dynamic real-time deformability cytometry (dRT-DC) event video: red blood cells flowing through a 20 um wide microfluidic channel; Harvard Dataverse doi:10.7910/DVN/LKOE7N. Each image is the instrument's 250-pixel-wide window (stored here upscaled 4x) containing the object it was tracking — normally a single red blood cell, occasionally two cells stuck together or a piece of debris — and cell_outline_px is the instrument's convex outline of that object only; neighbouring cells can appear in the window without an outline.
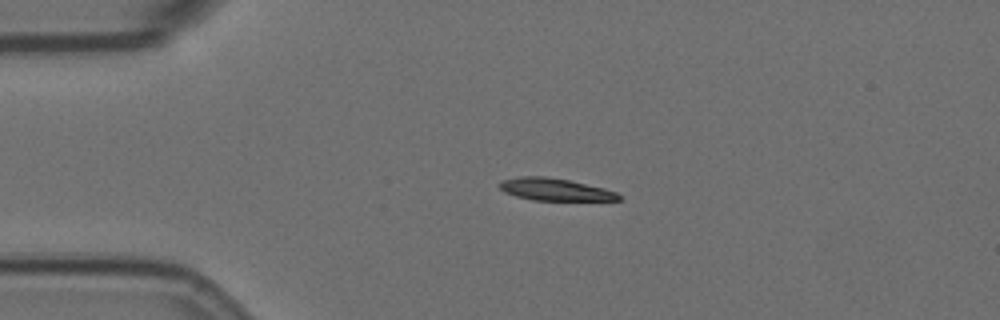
{"species": "Egyptian fruit bat (a non-hibernating species)", "species_latin": "Rousettus aegyptiacus", "temperature_condition": "room temperature", "stored_images_in_passage": 45, "camera_frame_rate_fps": 3000, "um_per_image_px": 0.085, "animal": {"sex": "female"}, "frame": {"image": 1, "passage_image": 1, "time_ms": 0.0, "image_size_px": [1000, 320], "cell_outline_px": [[620, 200], [532, 200], [516, 196], [504, 192], [496, 184], [500, 180], [520, 176], [544, 176], [568, 180], [604, 188], [616, 192], [620, 196]], "centroid_in_image_um": [47.1, 16.09], "position_along_channel_um": 37.9, "area_um2": 15.43}}
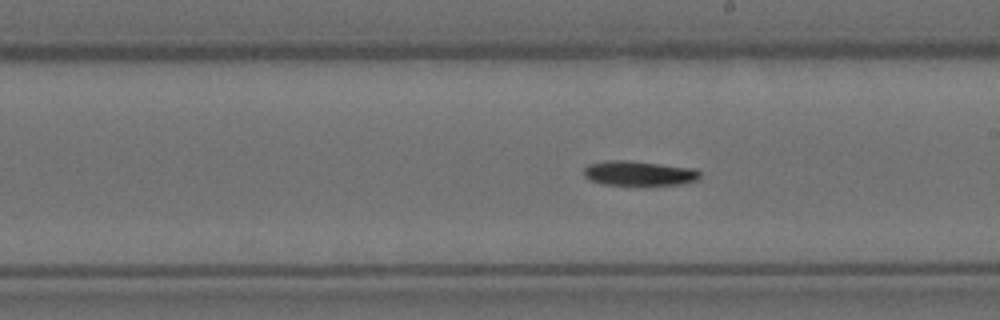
{"frame": {"image": 2, "passage_image": 20, "time_ms": 6.333, "image_size_px": [1000, 320], "cell_outline_px": [[700, 180], [680, 184], [600, 184], [588, 180], [584, 176], [584, 168], [588, 164], [608, 160], [624, 160], [696, 168], [700, 172]], "centroid_in_image_um": [54.31, 14.72], "position_along_channel_um": 234.7, "area_um2": 16.65}}
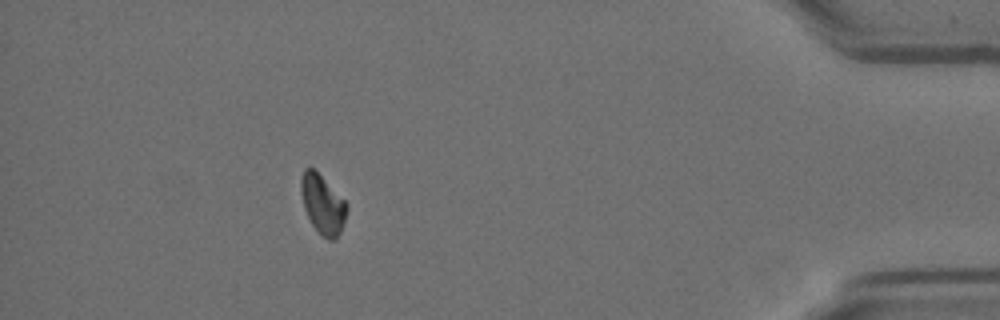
{"frame": {"image": 3, "passage_image": 39, "time_ms": 12.667, "image_size_px": [1000, 320], "cell_outline_px": [[348, 208], [340, 232], [336, 240], [328, 240], [320, 236], [316, 232], [304, 208], [300, 192], [300, 176], [304, 168], [312, 168], [348, 204]], "centroid_in_image_um": [27.4, 17.41], "position_along_channel_um": 407.8, "area_um2": 15.72}}